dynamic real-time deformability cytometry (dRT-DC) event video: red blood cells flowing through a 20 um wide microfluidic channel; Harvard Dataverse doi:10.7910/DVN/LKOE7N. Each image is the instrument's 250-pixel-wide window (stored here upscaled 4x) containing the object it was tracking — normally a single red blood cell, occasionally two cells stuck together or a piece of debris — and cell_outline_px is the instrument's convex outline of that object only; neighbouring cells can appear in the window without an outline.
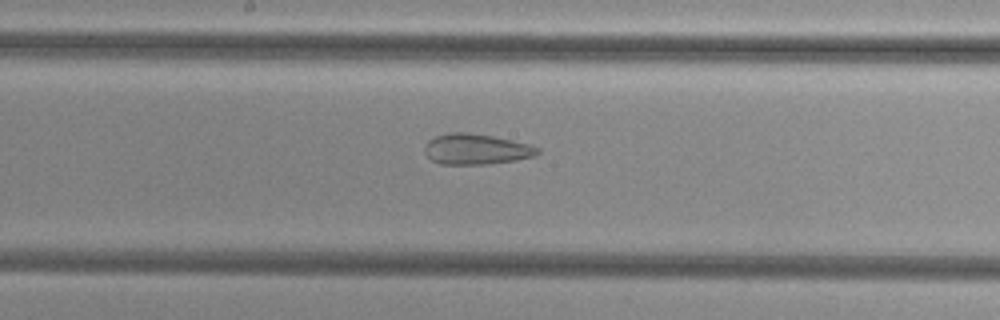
{"species": "common noctule bat (a hibernating species)", "species_latin": "Nyctalus noctula", "temperature_condition": "cold", "stored_images_in_passage": 39, "camera_frame_rate_fps": 3000, "um_per_image_px": 0.085, "animal": {"sex": "female", "body_mass_g": 29.2, "forearm_length_mm": 56.3}, "frame": {"image": 1, "passage_image": 14, "time_ms": 4.333, "image_size_px": [1000, 320], "cell_outline_px": [[540, 152], [536, 156], [516, 160], [488, 164], [440, 164], [432, 160], [424, 152], [424, 144], [428, 140], [436, 136], [452, 132], [468, 132], [492, 136], [532, 144], [540, 148]], "centroid_in_image_um": [40.5, 12.68], "position_along_channel_um": 207.7, "area_um2": 20.35}}
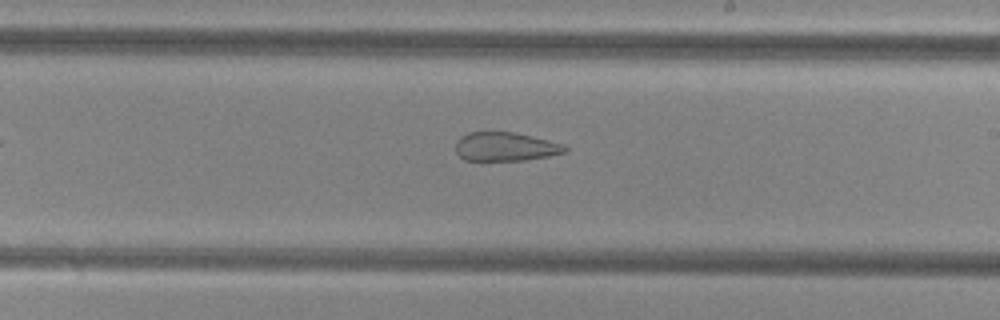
{"frame": {"image": 2, "passage_image": 17, "time_ms": 5.333, "image_size_px": [1000, 320], "cell_outline_px": [[568, 152], [548, 156], [524, 160], [464, 160], [456, 152], [456, 140], [460, 136], [468, 132], [516, 132], [568, 144]], "centroid_in_image_um": [43.02, 12.45], "position_along_channel_um": 246.0, "area_um2": 18.67}}
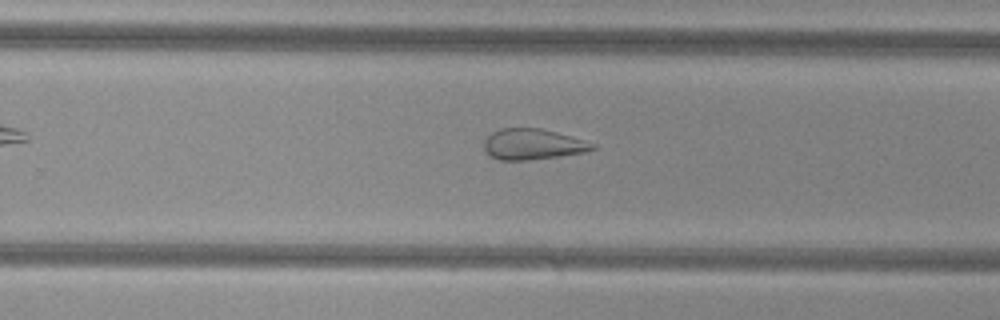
{"frame": {"image": 3, "passage_image": 20, "time_ms": 6.333, "image_size_px": [1000, 320], "cell_outline_px": [[596, 148], [584, 152], [560, 156], [528, 160], [500, 160], [492, 156], [484, 148], [484, 140], [492, 132], [500, 128], [540, 128], [556, 132], [596, 144]], "centroid_in_image_um": [45.27, 12.26], "position_along_channel_um": 284.5, "area_um2": 19.25}, "authors_computed_cell_mechanics": {"area_um2": 24.6806, "velocity_mm_per_s": 3.8638, "shape_relaxation_time_tau1_ms": null, "shape_relaxation_time_tau2_ms": 2.8236, "deformation_change_tau1": null, "deformation_change_tau2": 0.1167}}